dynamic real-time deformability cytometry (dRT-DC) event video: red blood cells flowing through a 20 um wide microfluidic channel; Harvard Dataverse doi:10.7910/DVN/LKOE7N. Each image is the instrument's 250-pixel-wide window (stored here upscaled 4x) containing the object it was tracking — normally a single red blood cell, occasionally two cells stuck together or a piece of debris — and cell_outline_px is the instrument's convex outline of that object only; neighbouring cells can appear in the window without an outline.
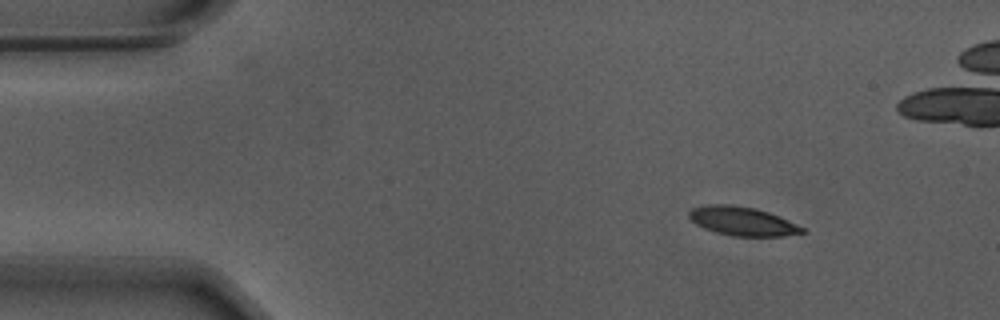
{"species": "Egyptian fruit bat (a non-hibernating species)", "species_latin": "Rousettus aegyptiacus", "temperature_condition": "warm", "stored_images_in_passage": 50, "camera_frame_rate_fps": 3000, "um_per_image_px": 0.085, "animal": {"sex": "male"}, "frame": {"image": 1, "passage_image": 1, "time_ms": 0.0, "image_size_px": [1000, 320], "cell_outline_px": [[808, 232], [784, 236], [732, 236], [716, 232], [704, 228], [696, 224], [688, 216], [688, 212], [692, 208], [712, 204], [732, 204], [756, 208], [768, 212], [788, 220], [804, 228]], "centroid_in_image_um": [63.11, 18.8], "position_along_channel_um": 21.9, "area_um2": 19.02}}
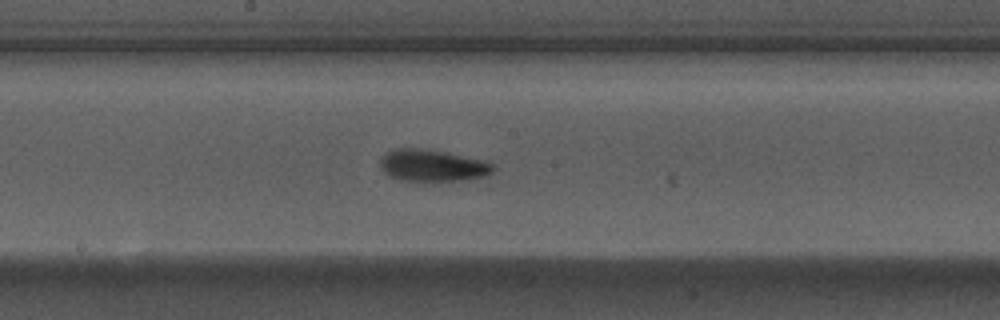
{"frame": {"image": 2, "passage_image": 23, "time_ms": 7.333, "image_size_px": [1000, 320], "cell_outline_px": [[496, 168], [492, 172], [484, 176], [468, 180], [400, 180], [388, 176], [384, 172], [380, 164], [380, 160], [384, 152], [392, 148], [420, 148], [480, 160], [492, 164]], "centroid_in_image_um": [36.68, 14.07], "position_along_channel_um": 211.5, "area_um2": 20.58}}
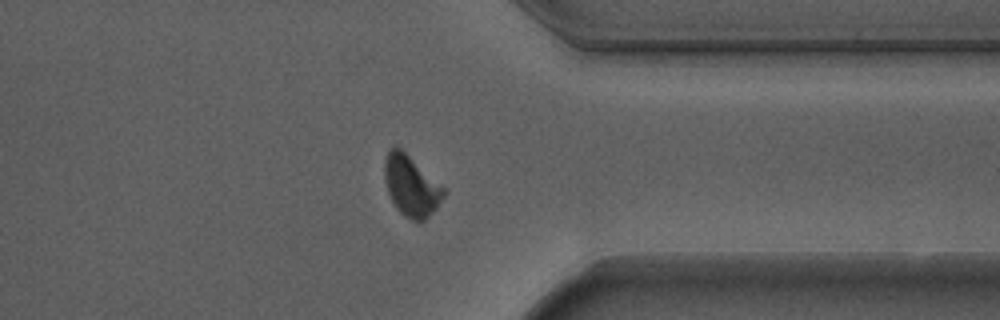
{"frame": {"image": 3, "passage_image": 37, "time_ms": 12.0, "image_size_px": [1000, 320], "cell_outline_px": [[448, 192], [436, 208], [424, 220], [412, 220], [404, 216], [396, 208], [388, 192], [384, 176], [384, 160], [388, 152], [396, 144], [444, 188]], "centroid_in_image_um": [34.94, 15.8], "position_along_channel_um": 376.5, "area_um2": 20.58}, "authors_computed_cell_mechanics": {"area_um2": 20.2011, "velocity_mm_per_s": 3.6821, "shape_relaxation_time_tau1_ms": 2.4764, "shape_relaxation_time_tau2_ms": 1.1887, "deformation_change_tau1": 0.1542, "deformation_change_tau2": 0.0749}}